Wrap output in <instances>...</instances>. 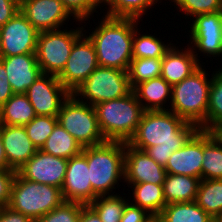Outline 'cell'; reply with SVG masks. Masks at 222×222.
<instances>
[{"label": "cell", "mask_w": 222, "mask_h": 222, "mask_svg": "<svg viewBox=\"0 0 222 222\" xmlns=\"http://www.w3.org/2000/svg\"><path fill=\"white\" fill-rule=\"evenodd\" d=\"M199 128L170 110L145 111L128 144L146 153L163 167Z\"/></svg>", "instance_id": "1"}, {"label": "cell", "mask_w": 222, "mask_h": 222, "mask_svg": "<svg viewBox=\"0 0 222 222\" xmlns=\"http://www.w3.org/2000/svg\"><path fill=\"white\" fill-rule=\"evenodd\" d=\"M92 32H88L93 42L97 62L100 67L128 71L132 58L134 30L140 21L132 18H116L102 15Z\"/></svg>", "instance_id": "2"}, {"label": "cell", "mask_w": 222, "mask_h": 222, "mask_svg": "<svg viewBox=\"0 0 222 222\" xmlns=\"http://www.w3.org/2000/svg\"><path fill=\"white\" fill-rule=\"evenodd\" d=\"M81 153L87 158L92 201L99 195H114L113 190L119 188V183H125V143L105 141L99 145L84 147Z\"/></svg>", "instance_id": "3"}, {"label": "cell", "mask_w": 222, "mask_h": 222, "mask_svg": "<svg viewBox=\"0 0 222 222\" xmlns=\"http://www.w3.org/2000/svg\"><path fill=\"white\" fill-rule=\"evenodd\" d=\"M201 65L189 77L172 85L169 110L188 123L205 130V120L208 111L209 89L212 73L209 75ZM211 78H208L210 77Z\"/></svg>", "instance_id": "4"}, {"label": "cell", "mask_w": 222, "mask_h": 222, "mask_svg": "<svg viewBox=\"0 0 222 222\" xmlns=\"http://www.w3.org/2000/svg\"><path fill=\"white\" fill-rule=\"evenodd\" d=\"M99 129L106 141L128 143L145 112L132 90L126 96L94 105Z\"/></svg>", "instance_id": "5"}, {"label": "cell", "mask_w": 222, "mask_h": 222, "mask_svg": "<svg viewBox=\"0 0 222 222\" xmlns=\"http://www.w3.org/2000/svg\"><path fill=\"white\" fill-rule=\"evenodd\" d=\"M63 202L61 188L26 180L17 172L8 206L36 221Z\"/></svg>", "instance_id": "6"}, {"label": "cell", "mask_w": 222, "mask_h": 222, "mask_svg": "<svg viewBox=\"0 0 222 222\" xmlns=\"http://www.w3.org/2000/svg\"><path fill=\"white\" fill-rule=\"evenodd\" d=\"M75 24H78V27H74L76 29L65 27L39 32L36 57L42 73L58 76L63 71L74 43L85 33L84 27H87L82 21Z\"/></svg>", "instance_id": "7"}, {"label": "cell", "mask_w": 222, "mask_h": 222, "mask_svg": "<svg viewBox=\"0 0 222 222\" xmlns=\"http://www.w3.org/2000/svg\"><path fill=\"white\" fill-rule=\"evenodd\" d=\"M132 91L128 71L98 66L73 95L81 102L95 104L119 99Z\"/></svg>", "instance_id": "8"}, {"label": "cell", "mask_w": 222, "mask_h": 222, "mask_svg": "<svg viewBox=\"0 0 222 222\" xmlns=\"http://www.w3.org/2000/svg\"><path fill=\"white\" fill-rule=\"evenodd\" d=\"M58 122L83 148L106 141L99 129L94 106L79 101L73 94L62 103Z\"/></svg>", "instance_id": "9"}, {"label": "cell", "mask_w": 222, "mask_h": 222, "mask_svg": "<svg viewBox=\"0 0 222 222\" xmlns=\"http://www.w3.org/2000/svg\"><path fill=\"white\" fill-rule=\"evenodd\" d=\"M190 20L187 42L198 62L204 65L205 62L200 60L203 55V58L222 59V11L199 14Z\"/></svg>", "instance_id": "10"}, {"label": "cell", "mask_w": 222, "mask_h": 222, "mask_svg": "<svg viewBox=\"0 0 222 222\" xmlns=\"http://www.w3.org/2000/svg\"><path fill=\"white\" fill-rule=\"evenodd\" d=\"M85 33L74 43L63 71L57 76L61 84L73 94L99 66L96 49Z\"/></svg>", "instance_id": "11"}, {"label": "cell", "mask_w": 222, "mask_h": 222, "mask_svg": "<svg viewBox=\"0 0 222 222\" xmlns=\"http://www.w3.org/2000/svg\"><path fill=\"white\" fill-rule=\"evenodd\" d=\"M39 31L19 11L0 27V55L36 54Z\"/></svg>", "instance_id": "12"}, {"label": "cell", "mask_w": 222, "mask_h": 222, "mask_svg": "<svg viewBox=\"0 0 222 222\" xmlns=\"http://www.w3.org/2000/svg\"><path fill=\"white\" fill-rule=\"evenodd\" d=\"M25 94L36 116L58 117L62 103L71 93L61 84L57 76L42 73Z\"/></svg>", "instance_id": "13"}, {"label": "cell", "mask_w": 222, "mask_h": 222, "mask_svg": "<svg viewBox=\"0 0 222 222\" xmlns=\"http://www.w3.org/2000/svg\"><path fill=\"white\" fill-rule=\"evenodd\" d=\"M20 12L39 32L67 27L70 19L78 22L59 0H20Z\"/></svg>", "instance_id": "14"}, {"label": "cell", "mask_w": 222, "mask_h": 222, "mask_svg": "<svg viewBox=\"0 0 222 222\" xmlns=\"http://www.w3.org/2000/svg\"><path fill=\"white\" fill-rule=\"evenodd\" d=\"M68 159L56 157L40 149L17 171L24 179L61 188Z\"/></svg>", "instance_id": "15"}, {"label": "cell", "mask_w": 222, "mask_h": 222, "mask_svg": "<svg viewBox=\"0 0 222 222\" xmlns=\"http://www.w3.org/2000/svg\"><path fill=\"white\" fill-rule=\"evenodd\" d=\"M165 167L152 159L146 151L125 143L124 182L163 184Z\"/></svg>", "instance_id": "16"}, {"label": "cell", "mask_w": 222, "mask_h": 222, "mask_svg": "<svg viewBox=\"0 0 222 222\" xmlns=\"http://www.w3.org/2000/svg\"><path fill=\"white\" fill-rule=\"evenodd\" d=\"M61 190L64 201L83 205H89L92 202V185L87 158L82 153L68 159Z\"/></svg>", "instance_id": "17"}, {"label": "cell", "mask_w": 222, "mask_h": 222, "mask_svg": "<svg viewBox=\"0 0 222 222\" xmlns=\"http://www.w3.org/2000/svg\"><path fill=\"white\" fill-rule=\"evenodd\" d=\"M203 130H198L187 143L169 157L166 173L202 179Z\"/></svg>", "instance_id": "18"}, {"label": "cell", "mask_w": 222, "mask_h": 222, "mask_svg": "<svg viewBox=\"0 0 222 222\" xmlns=\"http://www.w3.org/2000/svg\"><path fill=\"white\" fill-rule=\"evenodd\" d=\"M8 81L14 93H26L28 88L42 74L36 54L1 56Z\"/></svg>", "instance_id": "19"}, {"label": "cell", "mask_w": 222, "mask_h": 222, "mask_svg": "<svg viewBox=\"0 0 222 222\" xmlns=\"http://www.w3.org/2000/svg\"><path fill=\"white\" fill-rule=\"evenodd\" d=\"M186 45L183 48L173 43L162 58L161 77L171 86L189 77L201 66L190 46Z\"/></svg>", "instance_id": "20"}, {"label": "cell", "mask_w": 222, "mask_h": 222, "mask_svg": "<svg viewBox=\"0 0 222 222\" xmlns=\"http://www.w3.org/2000/svg\"><path fill=\"white\" fill-rule=\"evenodd\" d=\"M2 141L9 166L18 171L38 150L24 126L2 124Z\"/></svg>", "instance_id": "21"}, {"label": "cell", "mask_w": 222, "mask_h": 222, "mask_svg": "<svg viewBox=\"0 0 222 222\" xmlns=\"http://www.w3.org/2000/svg\"><path fill=\"white\" fill-rule=\"evenodd\" d=\"M133 91L145 111L169 110L172 86L161 76L139 83Z\"/></svg>", "instance_id": "22"}, {"label": "cell", "mask_w": 222, "mask_h": 222, "mask_svg": "<svg viewBox=\"0 0 222 222\" xmlns=\"http://www.w3.org/2000/svg\"><path fill=\"white\" fill-rule=\"evenodd\" d=\"M131 188L132 196H128L131 204L144 209L151 216H159L164 209L166 202L163 192V184L153 183H124Z\"/></svg>", "instance_id": "23"}, {"label": "cell", "mask_w": 222, "mask_h": 222, "mask_svg": "<svg viewBox=\"0 0 222 222\" xmlns=\"http://www.w3.org/2000/svg\"><path fill=\"white\" fill-rule=\"evenodd\" d=\"M201 179L188 175L166 174L163 192L166 205L170 203L194 202Z\"/></svg>", "instance_id": "24"}, {"label": "cell", "mask_w": 222, "mask_h": 222, "mask_svg": "<svg viewBox=\"0 0 222 222\" xmlns=\"http://www.w3.org/2000/svg\"><path fill=\"white\" fill-rule=\"evenodd\" d=\"M36 117L25 93H14L0 108V124L25 126Z\"/></svg>", "instance_id": "25"}, {"label": "cell", "mask_w": 222, "mask_h": 222, "mask_svg": "<svg viewBox=\"0 0 222 222\" xmlns=\"http://www.w3.org/2000/svg\"><path fill=\"white\" fill-rule=\"evenodd\" d=\"M202 179H222V140L203 130Z\"/></svg>", "instance_id": "26"}, {"label": "cell", "mask_w": 222, "mask_h": 222, "mask_svg": "<svg viewBox=\"0 0 222 222\" xmlns=\"http://www.w3.org/2000/svg\"><path fill=\"white\" fill-rule=\"evenodd\" d=\"M162 0H101V8L105 6L103 15L116 18H132L143 21L148 10ZM108 6V8H107ZM147 13V14H146Z\"/></svg>", "instance_id": "27"}, {"label": "cell", "mask_w": 222, "mask_h": 222, "mask_svg": "<svg viewBox=\"0 0 222 222\" xmlns=\"http://www.w3.org/2000/svg\"><path fill=\"white\" fill-rule=\"evenodd\" d=\"M83 147L58 122L40 149L48 154L70 159L82 152Z\"/></svg>", "instance_id": "28"}, {"label": "cell", "mask_w": 222, "mask_h": 222, "mask_svg": "<svg viewBox=\"0 0 222 222\" xmlns=\"http://www.w3.org/2000/svg\"><path fill=\"white\" fill-rule=\"evenodd\" d=\"M159 219L160 222H215L195 201L167 204Z\"/></svg>", "instance_id": "29"}, {"label": "cell", "mask_w": 222, "mask_h": 222, "mask_svg": "<svg viewBox=\"0 0 222 222\" xmlns=\"http://www.w3.org/2000/svg\"><path fill=\"white\" fill-rule=\"evenodd\" d=\"M141 28L142 26L134 30L132 58H163L166 51L172 46L173 40L165 43L166 41L163 42L160 36L157 37V34L152 35L148 31H145L147 33L141 32Z\"/></svg>", "instance_id": "30"}, {"label": "cell", "mask_w": 222, "mask_h": 222, "mask_svg": "<svg viewBox=\"0 0 222 222\" xmlns=\"http://www.w3.org/2000/svg\"><path fill=\"white\" fill-rule=\"evenodd\" d=\"M195 202L215 220L222 212V179H201Z\"/></svg>", "instance_id": "31"}, {"label": "cell", "mask_w": 222, "mask_h": 222, "mask_svg": "<svg viewBox=\"0 0 222 222\" xmlns=\"http://www.w3.org/2000/svg\"><path fill=\"white\" fill-rule=\"evenodd\" d=\"M220 67L214 69L212 73L205 131L215 132L222 126V67Z\"/></svg>", "instance_id": "32"}, {"label": "cell", "mask_w": 222, "mask_h": 222, "mask_svg": "<svg viewBox=\"0 0 222 222\" xmlns=\"http://www.w3.org/2000/svg\"><path fill=\"white\" fill-rule=\"evenodd\" d=\"M118 194L99 195L89 204L102 222H120L129 198L126 199L127 196Z\"/></svg>", "instance_id": "33"}, {"label": "cell", "mask_w": 222, "mask_h": 222, "mask_svg": "<svg viewBox=\"0 0 222 222\" xmlns=\"http://www.w3.org/2000/svg\"><path fill=\"white\" fill-rule=\"evenodd\" d=\"M162 58H133L128 70L132 90L139 84L161 76Z\"/></svg>", "instance_id": "34"}, {"label": "cell", "mask_w": 222, "mask_h": 222, "mask_svg": "<svg viewBox=\"0 0 222 222\" xmlns=\"http://www.w3.org/2000/svg\"><path fill=\"white\" fill-rule=\"evenodd\" d=\"M170 3H173L172 6L175 9L177 8L178 16L185 14V19H192L199 14L222 11V0H171ZM181 12L183 13L179 15Z\"/></svg>", "instance_id": "35"}, {"label": "cell", "mask_w": 222, "mask_h": 222, "mask_svg": "<svg viewBox=\"0 0 222 222\" xmlns=\"http://www.w3.org/2000/svg\"><path fill=\"white\" fill-rule=\"evenodd\" d=\"M57 123L58 117L36 116L24 127L33 145L39 150L44 145L48 136L53 132Z\"/></svg>", "instance_id": "36"}, {"label": "cell", "mask_w": 222, "mask_h": 222, "mask_svg": "<svg viewBox=\"0 0 222 222\" xmlns=\"http://www.w3.org/2000/svg\"><path fill=\"white\" fill-rule=\"evenodd\" d=\"M63 3L64 7L77 21H88L89 18L93 20L94 13L99 14L101 10V0H59ZM100 8V9H99ZM98 9V11H97ZM92 17V18H91Z\"/></svg>", "instance_id": "37"}, {"label": "cell", "mask_w": 222, "mask_h": 222, "mask_svg": "<svg viewBox=\"0 0 222 222\" xmlns=\"http://www.w3.org/2000/svg\"><path fill=\"white\" fill-rule=\"evenodd\" d=\"M83 204L64 201L35 222H78Z\"/></svg>", "instance_id": "38"}, {"label": "cell", "mask_w": 222, "mask_h": 222, "mask_svg": "<svg viewBox=\"0 0 222 222\" xmlns=\"http://www.w3.org/2000/svg\"><path fill=\"white\" fill-rule=\"evenodd\" d=\"M16 174L15 170H0V208L9 205L11 188Z\"/></svg>", "instance_id": "39"}, {"label": "cell", "mask_w": 222, "mask_h": 222, "mask_svg": "<svg viewBox=\"0 0 222 222\" xmlns=\"http://www.w3.org/2000/svg\"><path fill=\"white\" fill-rule=\"evenodd\" d=\"M129 202L126 204L120 222H145L151 215L144 209L135 206Z\"/></svg>", "instance_id": "40"}, {"label": "cell", "mask_w": 222, "mask_h": 222, "mask_svg": "<svg viewBox=\"0 0 222 222\" xmlns=\"http://www.w3.org/2000/svg\"><path fill=\"white\" fill-rule=\"evenodd\" d=\"M20 11V0H0V27Z\"/></svg>", "instance_id": "41"}, {"label": "cell", "mask_w": 222, "mask_h": 222, "mask_svg": "<svg viewBox=\"0 0 222 222\" xmlns=\"http://www.w3.org/2000/svg\"><path fill=\"white\" fill-rule=\"evenodd\" d=\"M7 77L4 64L0 61V108L14 94Z\"/></svg>", "instance_id": "42"}, {"label": "cell", "mask_w": 222, "mask_h": 222, "mask_svg": "<svg viewBox=\"0 0 222 222\" xmlns=\"http://www.w3.org/2000/svg\"><path fill=\"white\" fill-rule=\"evenodd\" d=\"M0 222H35L30 217L12 210L9 206L0 208Z\"/></svg>", "instance_id": "43"}, {"label": "cell", "mask_w": 222, "mask_h": 222, "mask_svg": "<svg viewBox=\"0 0 222 222\" xmlns=\"http://www.w3.org/2000/svg\"><path fill=\"white\" fill-rule=\"evenodd\" d=\"M78 222H102L97 213L89 206L83 205Z\"/></svg>", "instance_id": "44"}, {"label": "cell", "mask_w": 222, "mask_h": 222, "mask_svg": "<svg viewBox=\"0 0 222 222\" xmlns=\"http://www.w3.org/2000/svg\"><path fill=\"white\" fill-rule=\"evenodd\" d=\"M0 170H13L7 161L5 149L2 141V124H0Z\"/></svg>", "instance_id": "45"}, {"label": "cell", "mask_w": 222, "mask_h": 222, "mask_svg": "<svg viewBox=\"0 0 222 222\" xmlns=\"http://www.w3.org/2000/svg\"><path fill=\"white\" fill-rule=\"evenodd\" d=\"M145 222H160L159 216H151L147 221Z\"/></svg>", "instance_id": "46"}, {"label": "cell", "mask_w": 222, "mask_h": 222, "mask_svg": "<svg viewBox=\"0 0 222 222\" xmlns=\"http://www.w3.org/2000/svg\"><path fill=\"white\" fill-rule=\"evenodd\" d=\"M215 133L218 135V137L222 140V126L218 128Z\"/></svg>", "instance_id": "47"}, {"label": "cell", "mask_w": 222, "mask_h": 222, "mask_svg": "<svg viewBox=\"0 0 222 222\" xmlns=\"http://www.w3.org/2000/svg\"><path fill=\"white\" fill-rule=\"evenodd\" d=\"M215 222H222V212H221V214L215 219Z\"/></svg>", "instance_id": "48"}]
</instances>
